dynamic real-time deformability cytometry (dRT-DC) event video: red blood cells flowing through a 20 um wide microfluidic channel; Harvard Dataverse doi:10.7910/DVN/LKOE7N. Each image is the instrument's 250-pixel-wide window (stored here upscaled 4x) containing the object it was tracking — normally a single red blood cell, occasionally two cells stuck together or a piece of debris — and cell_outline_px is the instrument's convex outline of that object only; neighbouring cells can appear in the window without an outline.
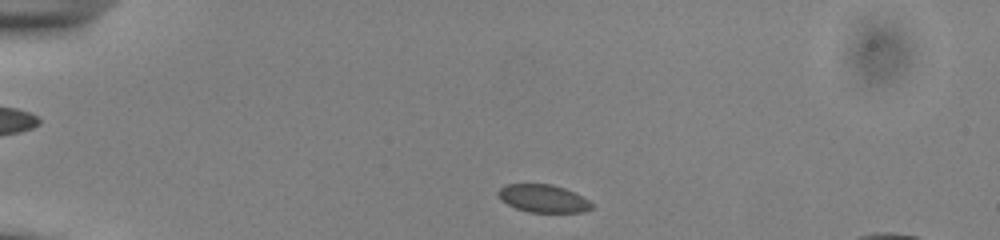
{"species": "common noctule bat (a hibernating species)", "species_latin": "Nyctalus noctula", "temperature_condition": "cold", "stored_images_in_passage": 45, "segment_of_instrument_passage": [1, 2], "camera_frame_rate_fps": 3000, "um_per_image_px": 0.085, "animal": {"sex": "male", "body_mass_g": 13.0, "forearm_length_mm": 53.1}, "frame": {"image": 1, "passage_image": 3, "time_ms": 0.667, "image_size_px": [1000, 240], "cell_outline_px": [[592, 208], [584, 212], [528, 212], [516, 208], [500, 200], [496, 192], [504, 184], [552, 184], [576, 192], [588, 200], [592, 204]], "centroid_in_image_um": [46.15, 16.86], "position_along_channel_um": 38.8, "area_um2": 15.26}}
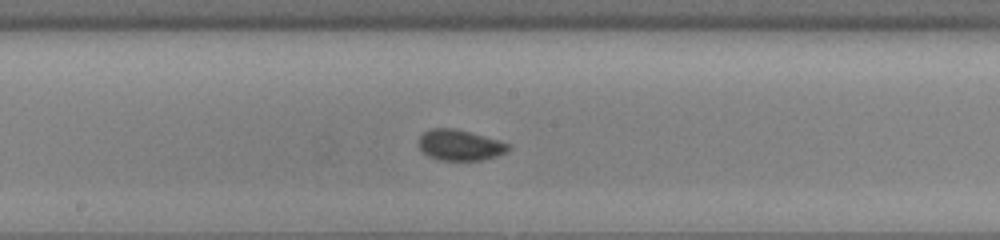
{"frame": {"image": 2, "passage_image": 20, "time_ms": 6.333, "image_size_px": [1000, 240], "cell_outline_px": [[512, 148], [496, 156], [480, 160], [440, 160], [428, 156], [416, 144], [420, 136], [424, 132], [432, 128], [456, 128], [484, 136], [508, 144]], "centroid_in_image_um": [39.04, 12.33], "position_along_channel_um": 209.2, "area_um2": 15.95}}
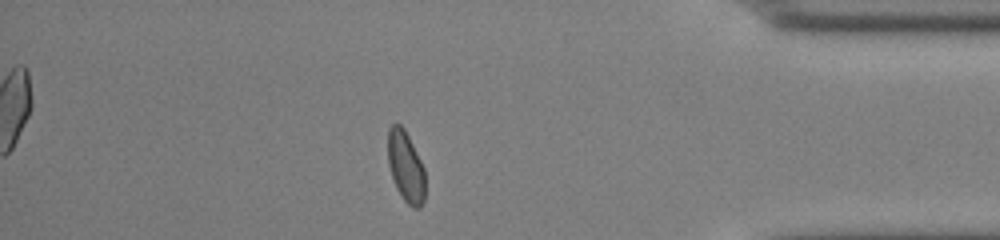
{"frame": {"image": 3, "passage_image": 37, "time_ms": 12.0, "image_size_px": [1000, 240], "cell_outline_px": [[424, 200], [420, 208], [412, 208], [404, 200], [396, 188], [388, 164], [388, 128], [392, 124], [400, 124], [404, 128], [424, 168]], "centroid_in_image_um": [34.48, 14.17], "position_along_channel_um": 400.7, "area_um2": 15.26}}